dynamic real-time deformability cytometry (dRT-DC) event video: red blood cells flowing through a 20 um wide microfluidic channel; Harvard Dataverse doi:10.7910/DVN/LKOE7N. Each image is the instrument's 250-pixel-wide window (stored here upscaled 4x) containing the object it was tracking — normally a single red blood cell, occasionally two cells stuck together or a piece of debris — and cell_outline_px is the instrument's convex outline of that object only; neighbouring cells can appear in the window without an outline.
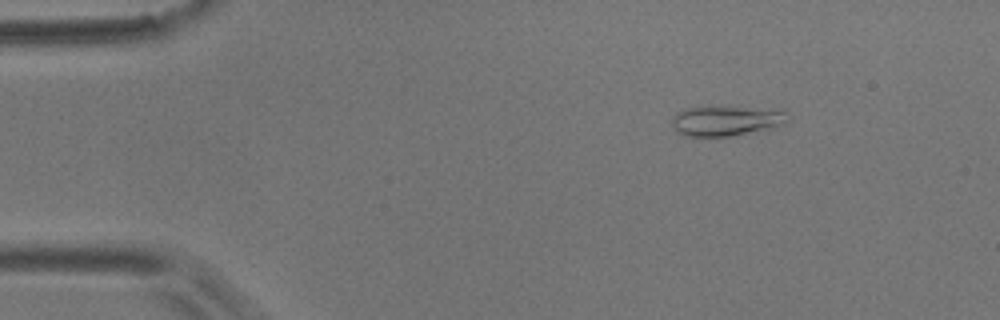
{"species": "common noctule bat (a hibernating species)", "species_latin": "Nyctalus noctula", "temperature_condition": "room temperature", "stored_images_in_passage": 5, "camera_frame_rate_fps": 3000, "um_per_image_px": 0.085, "animal": {"sex": "male", "body_mass_g": 17.9}, "frame": {"image": 1, "passage_image": 3, "time_ms": 0.667, "image_size_px": [1000, 320], "cell_outline_px": [[788, 112], [784, 124], [768, 128], [732, 136], [684, 136], [672, 124], [672, 116], [676, 112], [688, 108], [708, 104], [784, 108]], "centroid_in_image_um": [61.76, 10.18], "position_along_channel_um": 23.2, "area_um2": 21.21}}